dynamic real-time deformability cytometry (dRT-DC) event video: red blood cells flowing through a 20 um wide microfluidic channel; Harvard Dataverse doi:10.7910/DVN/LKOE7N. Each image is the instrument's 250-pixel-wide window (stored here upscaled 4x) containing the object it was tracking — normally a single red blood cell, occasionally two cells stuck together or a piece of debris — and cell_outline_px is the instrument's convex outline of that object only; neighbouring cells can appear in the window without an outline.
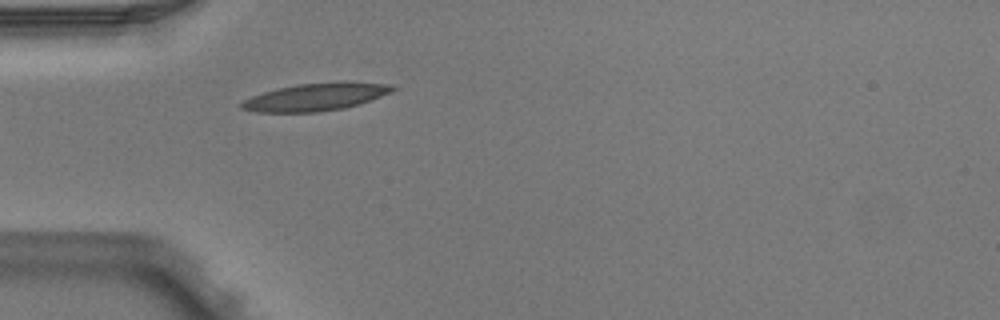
{"species": "Egyptian fruit bat (a non-hibernating species)", "species_latin": "Rousettus aegyptiacus", "temperature_condition": "warm", "stored_images_in_passage": 3, "camera_frame_rate_fps": 3000, "um_per_image_px": 0.085, "animal": {"sex": "male"}, "frame": {"image": 1, "passage_image": 3, "time_ms": 0.667, "image_size_px": [1000, 320], "cell_outline_px": [[396, 88], [392, 92], [344, 108], [320, 112], [256, 112], [240, 108], [240, 104], [244, 100], [252, 96], [276, 88], [300, 84], [344, 80], [348, 80], [396, 84]], "centroid_in_image_um": [26.89, 8.21], "position_along_channel_um": 58.1, "area_um2": 24.57}}